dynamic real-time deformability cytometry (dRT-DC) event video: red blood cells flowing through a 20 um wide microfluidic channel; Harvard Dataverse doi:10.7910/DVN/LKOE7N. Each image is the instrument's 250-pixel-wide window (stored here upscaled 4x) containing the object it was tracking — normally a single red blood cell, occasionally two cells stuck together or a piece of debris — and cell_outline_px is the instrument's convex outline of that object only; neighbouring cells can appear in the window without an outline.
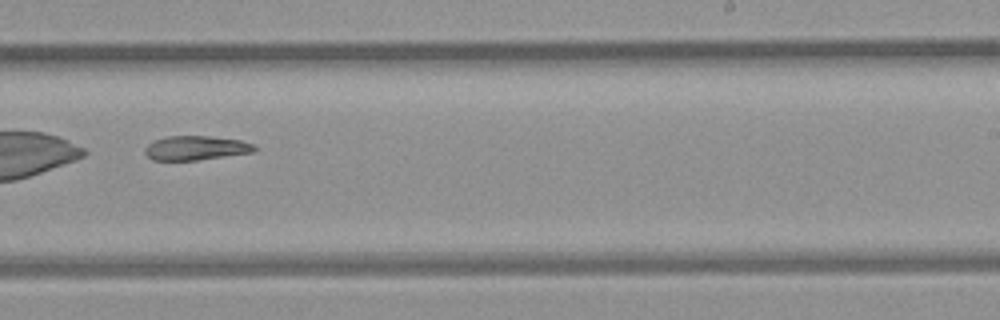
{"species": "common noctule bat (a hibernating species)", "species_latin": "Nyctalus noctula", "temperature_condition": "room temperature", "stored_images_in_passage": 45, "camera_frame_rate_fps": 3000, "um_per_image_px": 0.085, "animal": {"sex": "female", "body_mass_g": 21.9}, "frame": {"image": 1, "passage_image": 26, "time_ms": 8.333, "image_size_px": [1000, 320], "cell_outline_px": [[256, 148], [252, 152], [196, 160], [152, 160], [144, 152], [144, 148], [152, 140], [168, 136], [208, 136], [240, 140], [252, 144]], "centroid_in_image_um": [16.58, 12.57], "position_along_channel_um": 272.4, "area_um2": 15.32}}